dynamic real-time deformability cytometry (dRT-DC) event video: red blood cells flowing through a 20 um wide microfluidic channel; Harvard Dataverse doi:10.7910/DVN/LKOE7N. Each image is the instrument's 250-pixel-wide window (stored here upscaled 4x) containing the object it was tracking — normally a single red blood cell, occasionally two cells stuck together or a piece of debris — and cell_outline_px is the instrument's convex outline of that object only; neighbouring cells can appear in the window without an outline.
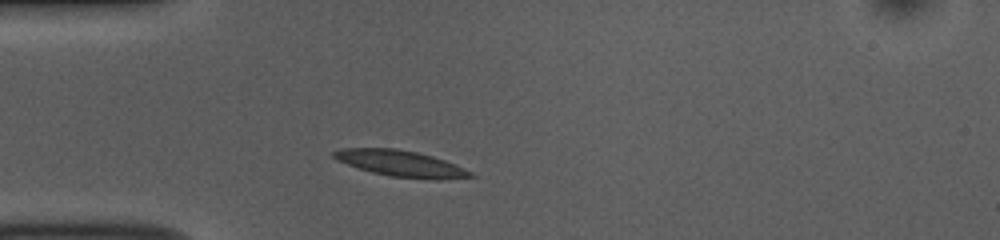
{"species": "common noctule bat (a hibernating species)", "species_latin": "Nyctalus noctula", "temperature_condition": "room temperature", "stored_images_in_passage": 29, "camera_frame_rate_fps": 3000, "um_per_image_px": 0.085, "animal": {"sex": "female", "body_mass_g": 10.0, "forearm_length_mm": 53.1}, "frame": {"image": 1, "passage_image": 1, "time_ms": 0.0, "image_size_px": [1000, 240], "cell_outline_px": [[476, 176], [440, 180], [432, 180], [392, 176], [372, 172], [336, 160], [332, 156], [332, 152], [340, 148], [396, 148], [416, 152], [432, 156], [456, 164], [472, 172]], "centroid_in_image_um": [34.08, 13.9], "position_along_channel_um": 50.9, "area_um2": 20.81}}
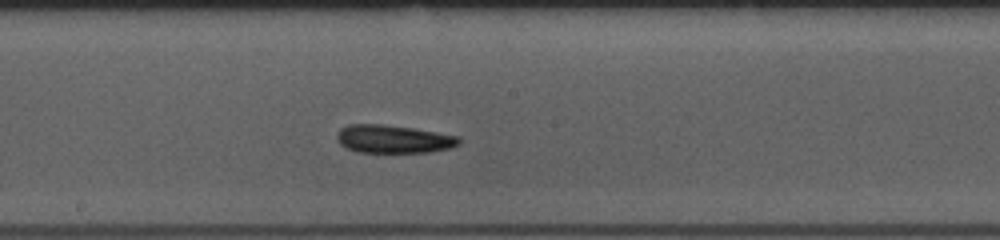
{"frame": {"image": 2, "passage_image": 15, "time_ms": 4.667, "image_size_px": [1000, 240], "cell_outline_px": [[460, 144], [452, 148], [428, 152], [356, 152], [340, 144], [336, 140], [336, 132], [340, 128], [348, 124], [380, 124], [412, 128], [460, 136]], "centroid_in_image_um": [33.43, 11.81], "position_along_channel_um": 214.8, "area_um2": 20.11}}
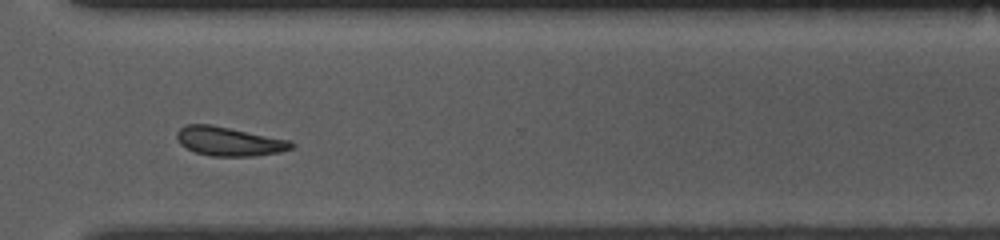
{"frame": {"image": 3, "passage_image": 26, "time_ms": 8.333, "image_size_px": [1000, 240], "cell_outline_px": [[296, 144], [292, 148], [280, 152], [252, 156], [212, 156], [196, 152], [180, 144], [176, 136], [176, 132], [184, 124], [212, 124], [292, 140]], "centroid_in_image_um": [19.5, 12.0], "position_along_channel_um": 351.1, "area_um2": 19.54}, "authors_computed_cell_mechanics": {"area_um2": 20.23, "velocity_mm_per_s": 3.7212, "shape_relaxation_time_tau1_ms": 3.9583, "shape_relaxation_time_tau2_ms": 4.9615, "deformation_change_tau1": 0.0772, "deformation_change_tau2": 0.127}}